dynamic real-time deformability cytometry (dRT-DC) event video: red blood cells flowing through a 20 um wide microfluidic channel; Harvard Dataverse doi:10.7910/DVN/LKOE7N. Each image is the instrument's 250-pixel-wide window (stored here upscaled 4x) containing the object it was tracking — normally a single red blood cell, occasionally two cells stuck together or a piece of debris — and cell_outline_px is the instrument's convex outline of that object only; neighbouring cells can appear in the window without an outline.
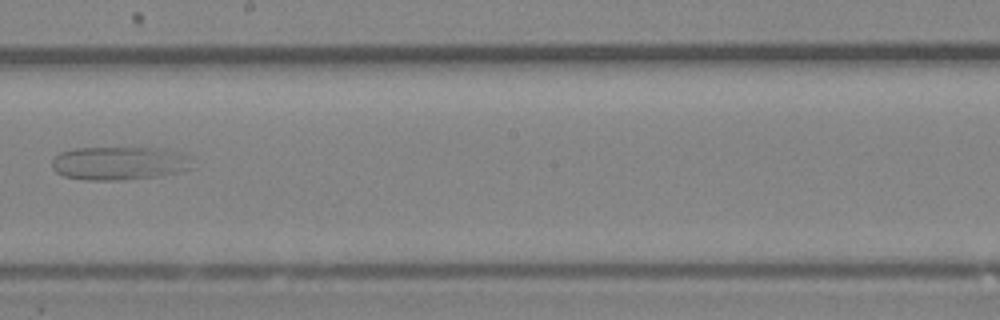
{"species": "Egyptian fruit bat (a non-hibernating species)", "species_latin": "Rousettus aegyptiacus", "temperature_condition": "room temperature", "stored_images_in_passage": 42, "camera_frame_rate_fps": 3000, "um_per_image_px": 0.085, "animal": {"sex": "female"}, "frame": {"image": 1, "passage_image": 24, "time_ms": 7.667, "image_size_px": [1000, 320], "cell_outline_px": [[196, 168], [180, 172], [160, 176], [124, 180], [84, 180], [64, 176], [56, 172], [52, 168], [52, 160], [60, 152], [76, 148], [156, 148], [180, 152], [188, 156]], "centroid_in_image_um": [10.18, 13.88], "position_along_channel_um": 238.0, "area_um2": 27.63}}
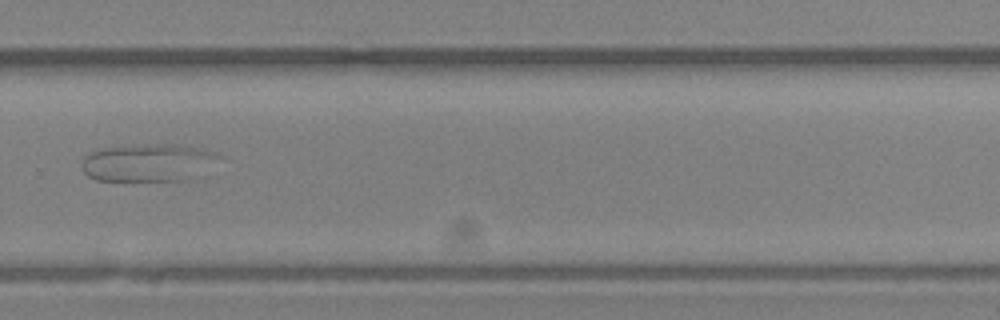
{"frame": {"image": 2, "passage_image": 29, "time_ms": 9.333, "image_size_px": [1000, 320], "cell_outline_px": [[220, 156], [192, 180], [96, 180], [88, 176], [80, 168], [80, 164], [84, 156], [92, 152], [104, 148], [156, 144], [172, 144], [200, 148], [216, 152]], "centroid_in_image_um": [12.55, 13.83], "position_along_channel_um": 317.3, "area_um2": 29.71}}
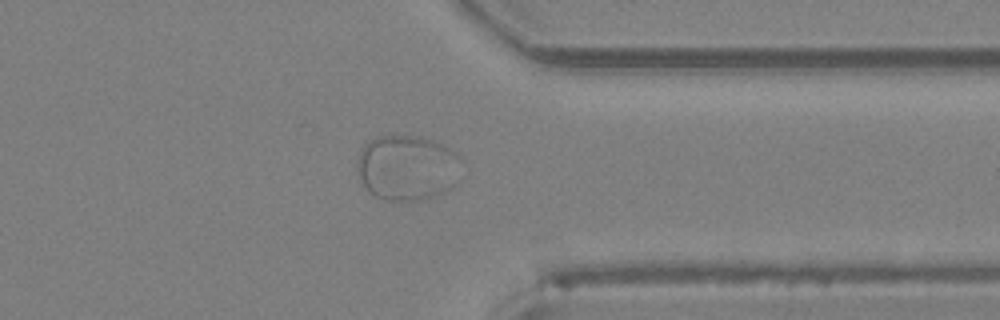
{"frame": {"image": 3, "passage_image": 33, "time_ms": 10.667, "image_size_px": [1000, 320], "cell_outline_px": [[460, 156], [452, 184], [444, 192], [436, 196], [424, 200], [388, 200], [376, 196], [368, 192], [356, 172], [356, 164], [360, 152], [364, 144], [368, 140], [380, 136], [420, 136], [432, 140], [456, 152]], "centroid_in_image_um": [34.53, 14.25], "position_along_channel_um": 376.9, "area_um2": 39.3}}